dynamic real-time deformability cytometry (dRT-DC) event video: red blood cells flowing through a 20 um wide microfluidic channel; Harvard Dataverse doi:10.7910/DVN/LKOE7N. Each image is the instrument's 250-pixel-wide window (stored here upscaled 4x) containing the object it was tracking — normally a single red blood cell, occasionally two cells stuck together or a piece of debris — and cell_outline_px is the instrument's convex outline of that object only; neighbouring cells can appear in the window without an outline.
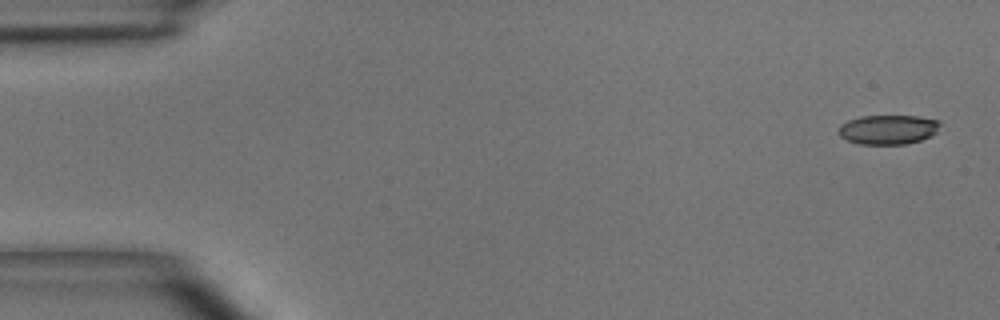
{"species": "common noctule bat (a hibernating species)", "species_latin": "Nyctalus noctula", "temperature_condition": "room temperature", "stored_images_in_passage": 4, "camera_frame_rate_fps": 3000, "um_per_image_px": 0.085, "animal": {"sex": "male", "body_mass_g": 15.6}, "frame": {"image": 1, "passage_image": 1, "time_ms": 0.0, "image_size_px": [1000, 320], "cell_outline_px": [[940, 124], [936, 132], [932, 136], [920, 140], [904, 144], [860, 144], [848, 140], [840, 136], [836, 132], [840, 124], [848, 120], [860, 116], [920, 116], [940, 120]], "centroid_in_image_um": [75.48, 11.0], "position_along_channel_um": 9.5, "area_um2": 17.57}}
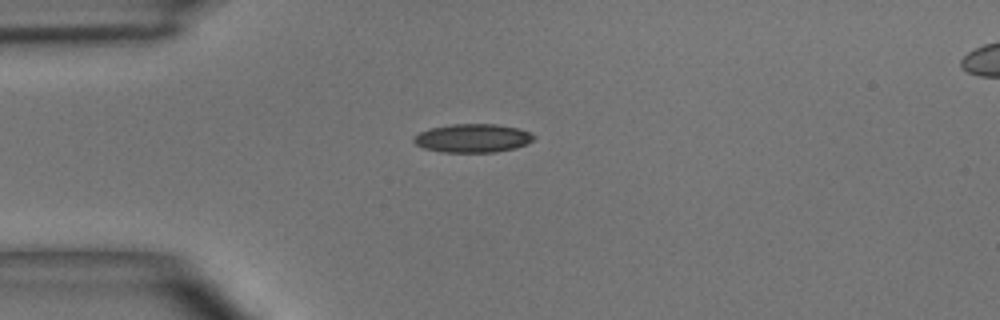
{"frame": {"image": 2, "passage_image": 4, "time_ms": 3.667, "image_size_px": [1000, 320], "cell_outline_px": [[536, 136], [532, 140], [516, 148], [496, 152], [444, 152], [424, 148], [416, 144], [412, 140], [412, 136], [428, 128], [452, 124], [496, 124], [520, 128]], "centroid_in_image_um": [40.15, 11.74], "position_along_channel_um": 44.9, "area_um2": 20.0}}